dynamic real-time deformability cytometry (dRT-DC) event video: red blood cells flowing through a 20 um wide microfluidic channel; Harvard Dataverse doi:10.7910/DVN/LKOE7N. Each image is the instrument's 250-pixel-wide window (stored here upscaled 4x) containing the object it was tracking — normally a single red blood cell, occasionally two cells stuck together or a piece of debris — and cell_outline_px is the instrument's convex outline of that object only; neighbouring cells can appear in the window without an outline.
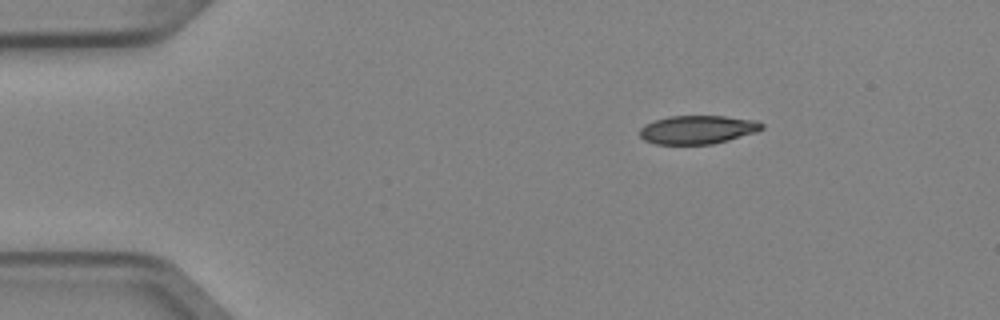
{"species": "Egyptian fruit bat (a non-hibernating species)", "species_latin": "Rousettus aegyptiacus", "temperature_condition": "cold", "stored_images_in_passage": 3, "camera_frame_rate_fps": 3000, "um_per_image_px": 0.085, "animal": {"sex": "female"}, "frame": {"image": 1, "passage_image": 1, "time_ms": 0.0, "image_size_px": [1000, 320], "cell_outline_px": [[764, 128], [756, 132], [728, 140], [712, 144], [656, 144], [644, 140], [640, 136], [640, 128], [644, 124], [668, 116], [724, 116], [756, 120], [764, 124]], "centroid_in_image_um": [59.3, 11.02], "position_along_channel_um": 25.7, "area_um2": 20.29}}
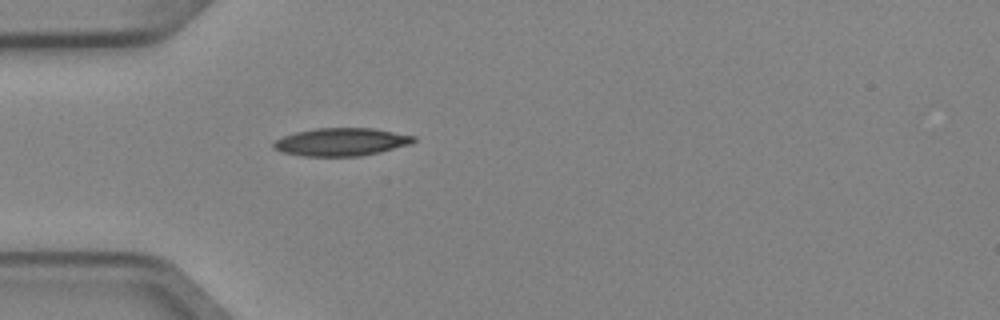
{"frame": {"image": 2, "passage_image": 3, "time_ms": 0.667, "image_size_px": [1000, 320], "cell_outline_px": [[416, 140], [412, 144], [380, 152], [360, 156], [304, 156], [280, 152], [272, 148], [272, 144], [276, 140], [284, 136], [296, 132], [316, 128], [372, 128], [416, 136]], "centroid_in_image_um": [29.01, 12.07], "position_along_channel_um": 56.0, "area_um2": 22.83}}